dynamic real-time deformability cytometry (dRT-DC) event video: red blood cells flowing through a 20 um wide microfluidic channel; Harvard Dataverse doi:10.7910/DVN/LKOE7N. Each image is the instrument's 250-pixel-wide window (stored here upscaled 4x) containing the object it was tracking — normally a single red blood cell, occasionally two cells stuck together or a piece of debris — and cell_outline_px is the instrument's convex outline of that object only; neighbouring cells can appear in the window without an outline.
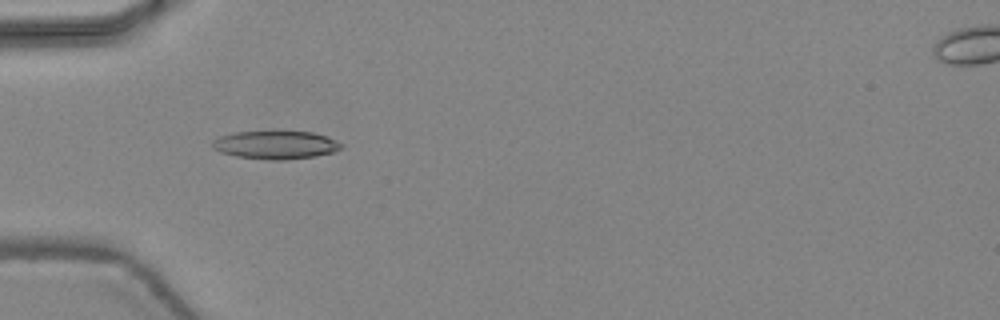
{"species": "common noctule bat (a hibernating species)", "species_latin": "Nyctalus noctula", "temperature_condition": "warm", "stored_images_in_passage": 47, "camera_frame_rate_fps": 3000, "um_per_image_px": 0.085, "animal": {"sex": "female", "body_mass_g": 24.6, "forearm_length_mm": 56.2}, "frame": {"image": 1, "passage_image": 16, "time_ms": 5.0, "image_size_px": [1000, 320], "cell_outline_px": [[344, 144], [340, 148], [332, 152], [316, 156], [284, 160], [268, 160], [236, 156], [220, 152], [212, 148], [212, 140], [220, 136], [232, 132], [272, 128], [280, 128], [312, 132], [328, 136]], "centroid_in_image_um": [23.41, 12.25], "position_along_channel_um": 61.6, "area_um2": 22.43}}
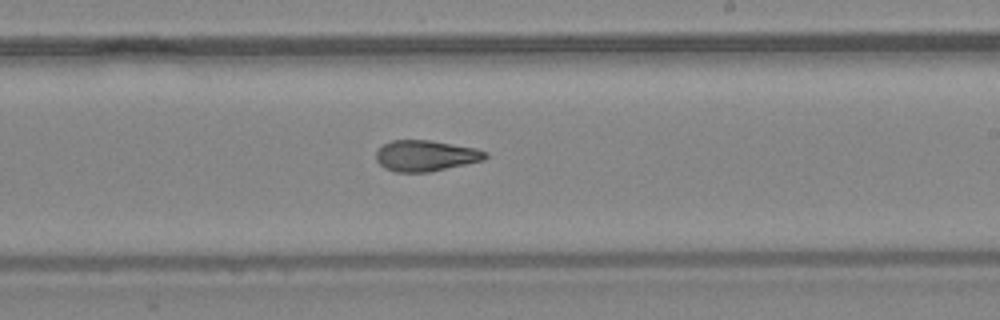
{"frame": {"image": 2, "passage_image": 29, "time_ms": 9.333, "image_size_px": [1000, 320], "cell_outline_px": [[488, 156], [484, 160], [428, 172], [396, 172], [384, 168], [376, 160], [376, 152], [384, 144], [392, 140], [432, 140], [476, 148], [488, 152]], "centroid_in_image_um": [36.19, 13.23], "position_along_channel_um": 252.8, "area_um2": 19.71}}
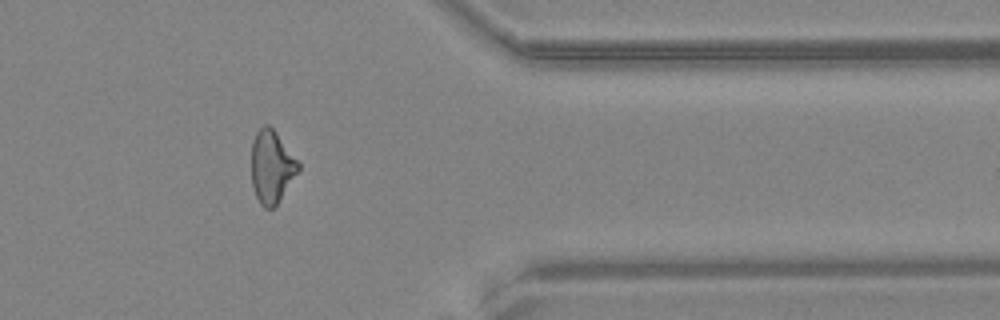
{"frame": {"image": 3, "passage_image": 39, "time_ms": 12.667, "image_size_px": [1000, 320], "cell_outline_px": [[300, 168], [280, 200], [272, 208], [264, 208], [260, 204], [256, 196], [252, 184], [252, 140], [256, 132], [264, 124], [268, 124], [276, 132], [300, 164]], "centroid_in_image_um": [23.08, 14.17], "position_along_channel_um": 388.3, "area_um2": 19.65}, "authors_computed_cell_mechanics": {"area_um2": 20.4034, "velocity_mm_per_s": 4.4951, "shape_relaxation_time_tau1_ms": 5.6909, "shape_relaxation_time_tau2_ms": 1.7899, "deformation_change_tau1": 0.197, "deformation_change_tau2": 0.0978}}